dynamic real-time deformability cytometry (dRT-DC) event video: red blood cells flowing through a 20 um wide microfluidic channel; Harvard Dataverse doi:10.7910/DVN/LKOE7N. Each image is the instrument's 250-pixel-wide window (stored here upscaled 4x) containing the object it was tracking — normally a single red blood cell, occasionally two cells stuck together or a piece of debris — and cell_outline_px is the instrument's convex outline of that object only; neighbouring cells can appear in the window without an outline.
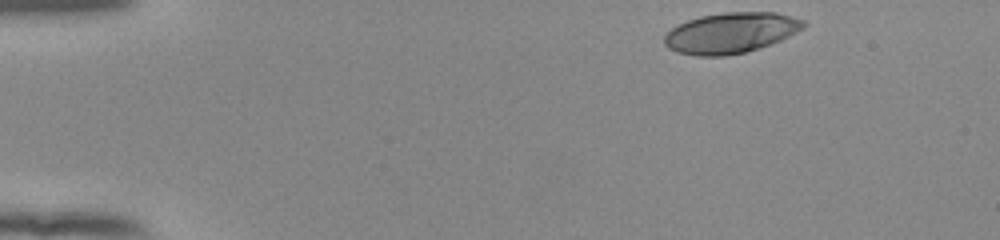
{"species": "human", "species_latin": "Homo sapiens", "temperature_condition": "room temperature", "stored_images_in_passage": 47, "camera_frame_rate_fps": 3000, "um_per_image_px": 0.085, "donor": {"sex": "female"}, "frame": {"image": 1, "passage_image": 1, "time_ms": 0.0, "image_size_px": [1000, 240], "cell_outline_px": [[808, 24], [804, 28], [780, 40], [744, 52], [724, 56], [696, 56], [676, 52], [668, 48], [664, 44], [664, 36], [672, 28], [688, 20], [700, 16], [724, 12], [776, 12], [792, 16], [804, 20]], "centroid_in_image_um": [62.11, 2.78], "position_along_channel_um": 22.9, "area_um2": 32.83}}
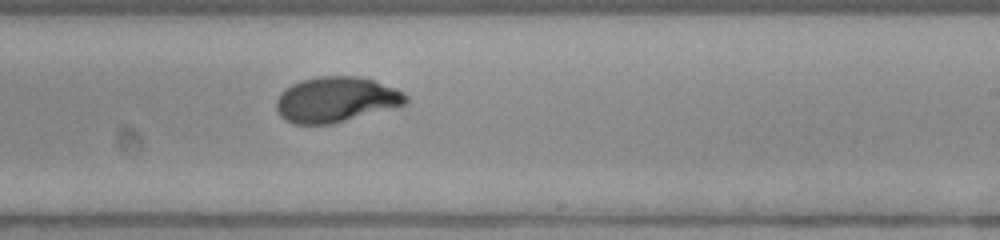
{"frame": {"image": 2, "passage_image": 27, "time_ms": 8.667, "image_size_px": [1000, 240], "cell_outline_px": [[408, 104], [400, 108], [332, 124], [292, 124], [284, 120], [280, 116], [276, 108], [276, 100], [280, 92], [292, 84], [300, 80], [320, 76], [356, 76], [372, 80], [396, 88], [408, 96]], "centroid_in_image_um": [28.6, 8.48], "position_along_channel_um": 260.4, "area_um2": 34.91}}
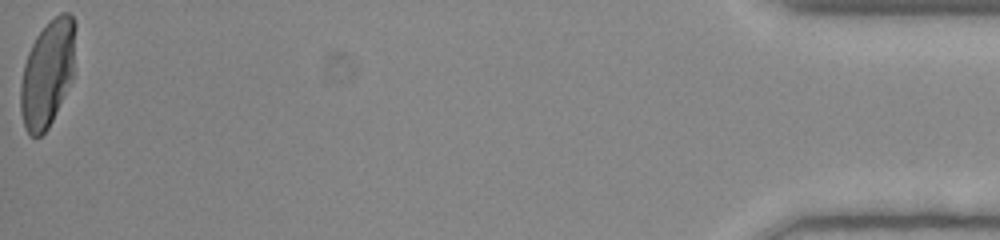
{"frame": {"image": 3, "passage_image": 47, "time_ms": 15.333, "image_size_px": [1000, 240], "cell_outline_px": [[76, 28], [72, 80], [48, 128], [40, 136], [32, 136], [24, 128], [20, 112], [20, 84], [24, 64], [28, 52], [36, 36], [60, 12], [68, 12], [72, 16], [76, 24]], "centroid_in_image_um": [4.03, 6.25], "position_along_channel_um": 431.2, "area_um2": 33.99}, "authors_computed_cell_mechanics": {"area_um2": 34.102, "velocity_mm_per_s": 3.9054, "shape_relaxation_time_tau1_ms": 4.2982, "shape_relaxation_time_tau2_ms": null, "deformation_change_tau1": 0.217, "deformation_change_tau2": null}}